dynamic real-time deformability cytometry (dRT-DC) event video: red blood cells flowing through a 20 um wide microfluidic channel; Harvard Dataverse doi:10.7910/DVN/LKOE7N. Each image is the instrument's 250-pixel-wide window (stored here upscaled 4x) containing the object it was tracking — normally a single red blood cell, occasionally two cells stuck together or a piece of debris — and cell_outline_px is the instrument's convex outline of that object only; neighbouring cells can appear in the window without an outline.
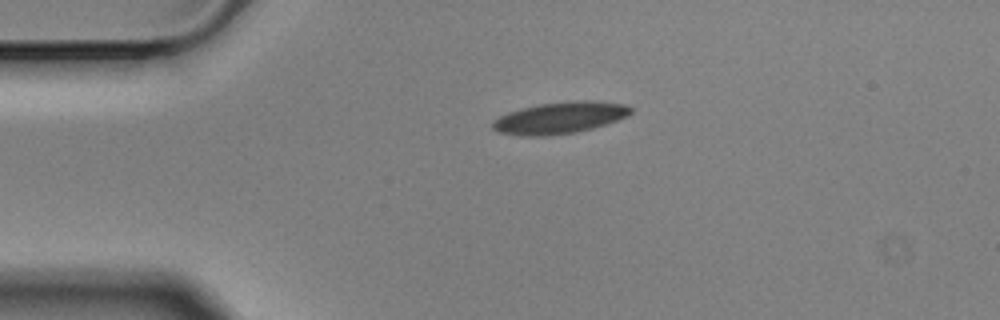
{"species": "Egyptian fruit bat (a non-hibernating species)", "species_latin": "Rousettus aegyptiacus", "temperature_condition": "cold", "stored_images_in_passage": 2, "camera_frame_rate_fps": 3000, "um_per_image_px": 0.085, "animal": {"sex": "male"}, "frame": {"image": 1, "passage_image": 1, "time_ms": 0.0, "image_size_px": [1000, 320], "cell_outline_px": [[632, 112], [628, 116], [592, 128], [576, 132], [544, 136], [528, 136], [500, 132], [492, 128], [492, 120], [508, 112], [520, 108], [540, 104], [580, 100], [588, 100], [624, 104], [632, 108]], "centroid_in_image_um": [47.57, 10.01], "position_along_channel_um": 37.4, "area_um2": 25.2}}